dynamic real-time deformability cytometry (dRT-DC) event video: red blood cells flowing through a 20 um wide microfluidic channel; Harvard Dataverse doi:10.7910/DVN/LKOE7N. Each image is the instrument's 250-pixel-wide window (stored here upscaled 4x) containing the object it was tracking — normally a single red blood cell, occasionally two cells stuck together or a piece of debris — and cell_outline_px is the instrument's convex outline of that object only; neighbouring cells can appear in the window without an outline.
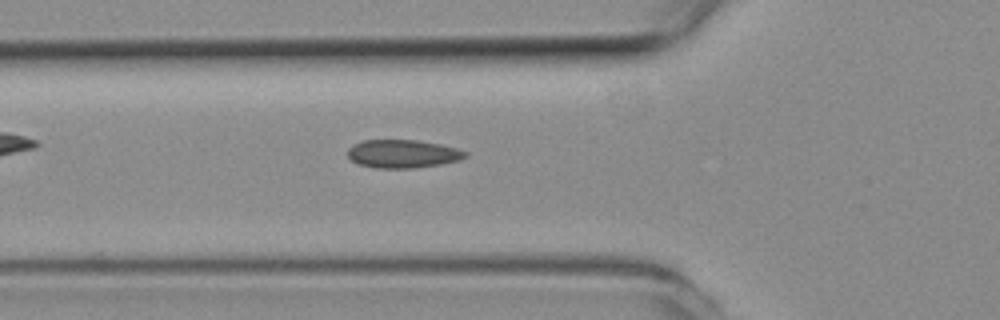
{"species": "common noctule bat (a hibernating species)", "species_latin": "Nyctalus noctula", "temperature_condition": "room temperature", "stored_images_in_passage": 32, "camera_frame_rate_fps": 3000, "um_per_image_px": 0.085, "animal": {"sex": "female", "body_mass_g": 19.3, "forearm_length_mm": 54.1}, "frame": {"image": 1, "passage_image": 10, "time_ms": 3.0, "image_size_px": [1000, 320], "cell_outline_px": [[468, 156], [460, 160], [440, 164], [416, 168], [376, 168], [360, 164], [352, 160], [348, 156], [348, 148], [352, 144], [364, 140], [416, 140], [440, 144], [456, 148], [468, 152]], "centroid_in_image_um": [34.25, 13.07], "position_along_channel_um": 91.6, "area_um2": 19.36}}
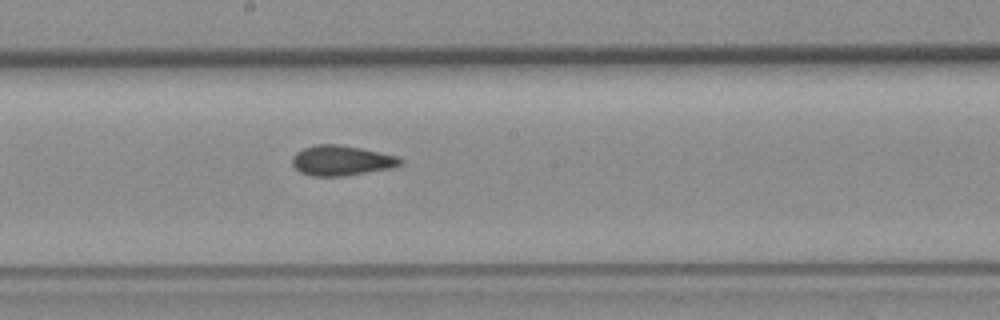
{"frame": {"image": 2, "passage_image": 20, "time_ms": 6.333, "image_size_px": [1000, 320], "cell_outline_px": [[404, 164], [392, 168], [344, 176], [312, 176], [300, 172], [292, 164], [292, 156], [296, 152], [304, 148], [316, 144], [336, 144], [360, 148], [396, 156], [404, 160]], "centroid_in_image_um": [29.03, 13.65], "position_along_channel_um": 219.2, "area_um2": 18.96}}
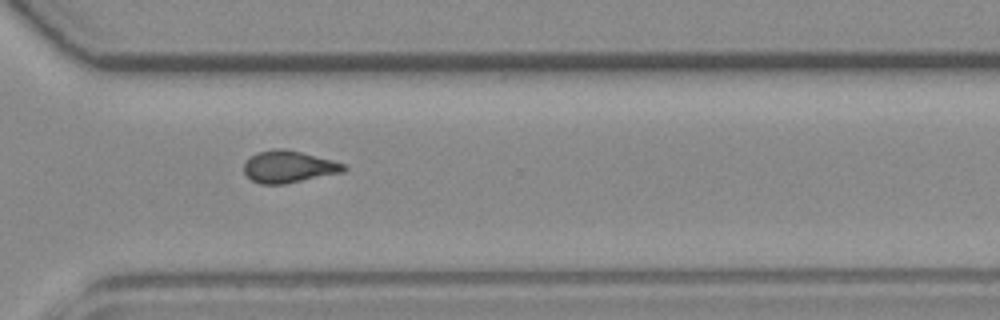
{"frame": {"image": 3, "passage_image": 30, "time_ms": 9.667, "image_size_px": [1000, 320], "cell_outline_px": [[348, 168], [344, 172], [284, 184], [260, 184], [252, 180], [244, 172], [244, 164], [256, 152], [276, 148], [284, 148], [348, 164]], "centroid_in_image_um": [24.57, 14.17], "position_along_channel_um": 346.0, "area_um2": 18.61}, "authors_computed_cell_mechanics": {"area_um2": 18.7272, "velocity_mm_per_s": 3.8116, "shape_relaxation_time_tau1_ms": null, "shape_relaxation_time_tau2_ms": 2.1326, "deformation_change_tau1": null, "deformation_change_tau2": 0.0593}}